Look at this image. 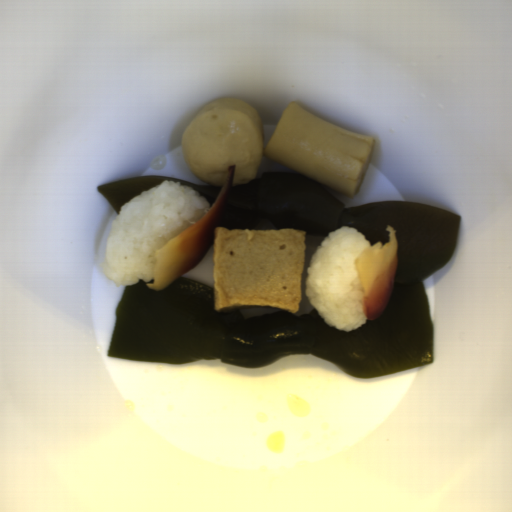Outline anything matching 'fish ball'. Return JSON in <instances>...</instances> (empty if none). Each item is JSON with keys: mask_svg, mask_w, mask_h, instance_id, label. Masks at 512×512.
I'll use <instances>...</instances> for the list:
<instances>
[{"mask_svg": "<svg viewBox=\"0 0 512 512\" xmlns=\"http://www.w3.org/2000/svg\"><path fill=\"white\" fill-rule=\"evenodd\" d=\"M305 231L247 230L216 226L213 287L217 311L251 308L299 310Z\"/></svg>", "mask_w": 512, "mask_h": 512, "instance_id": "1", "label": "fish ball"}, {"mask_svg": "<svg viewBox=\"0 0 512 512\" xmlns=\"http://www.w3.org/2000/svg\"><path fill=\"white\" fill-rule=\"evenodd\" d=\"M265 130L259 111L235 96L203 105L187 123L181 141L190 170L210 185L225 187L235 166L233 184L255 178L264 157Z\"/></svg>", "mask_w": 512, "mask_h": 512, "instance_id": "2", "label": "fish ball"}]
</instances>
